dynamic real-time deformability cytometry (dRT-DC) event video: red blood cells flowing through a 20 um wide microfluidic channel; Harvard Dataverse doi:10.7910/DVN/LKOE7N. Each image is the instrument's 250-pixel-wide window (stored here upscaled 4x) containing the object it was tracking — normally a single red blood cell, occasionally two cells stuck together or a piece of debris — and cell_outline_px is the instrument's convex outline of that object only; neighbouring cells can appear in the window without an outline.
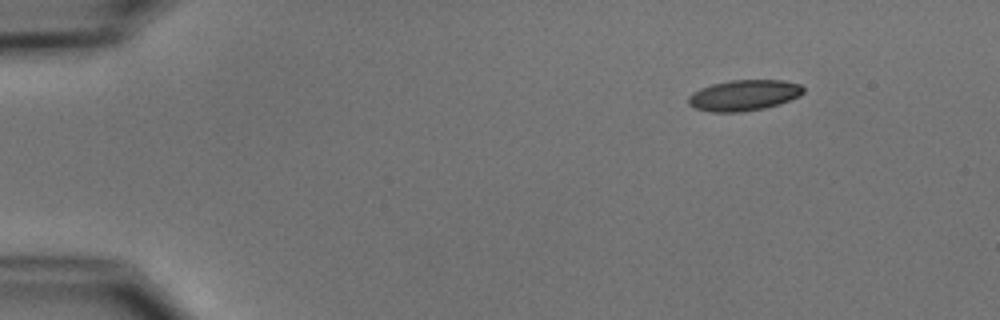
{"species": "common noctule bat (a hibernating species)", "species_latin": "Nyctalus noctula", "temperature_condition": "cold", "stored_images_in_passage": 48, "camera_frame_rate_fps": 3000, "um_per_image_px": 0.085, "animal": {"sex": "male", "body_mass_g": 15.6}, "frame": {"image": 1, "passage_image": 1, "time_ms": 0.0, "image_size_px": [1000, 320], "cell_outline_px": [[804, 92], [800, 96], [780, 104], [764, 108], [740, 112], [712, 112], [696, 108], [688, 104], [688, 96], [692, 92], [700, 88], [712, 84], [732, 80], [780, 80], [800, 84], [804, 88]], "centroid_in_image_um": [63.23, 8.1], "position_along_channel_um": 21.8, "area_um2": 20.69}}
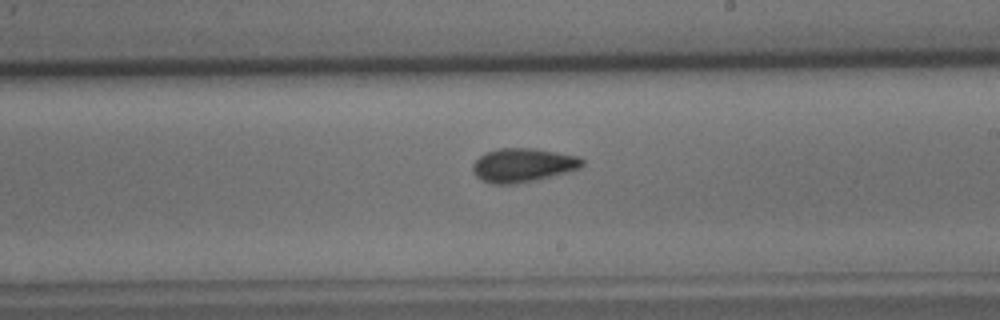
{"frame": {"image": 2, "passage_image": 26, "time_ms": 8.333, "image_size_px": [1000, 320], "cell_outline_px": [[584, 164], [580, 168], [536, 180], [516, 184], [492, 184], [476, 176], [472, 172], [472, 164], [484, 152], [500, 148], [532, 148], [580, 156], [584, 160]], "centroid_in_image_um": [44.44, 14.03], "position_along_channel_um": 244.6, "area_um2": 21.62}}
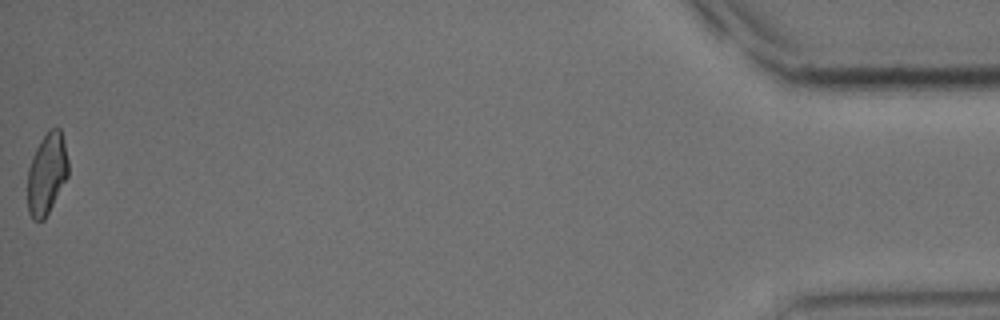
{"frame": {"image": 3, "passage_image": 48, "time_ms": 15.667, "image_size_px": [1000, 320], "cell_outline_px": [[68, 176], [44, 220], [32, 220], [28, 212], [28, 168], [32, 156], [40, 140], [48, 128], [60, 128], [64, 140], [68, 160]], "centroid_in_image_um": [3.98, 14.74], "position_along_channel_um": 431.2, "area_um2": 19.36}, "authors_computed_cell_mechanics": {"area_um2": 20.6346, "velocity_mm_per_s": 3.7599, "shape_relaxation_time_tau1_ms": 6.99, "shape_relaxation_time_tau2_ms": 1.7988, "deformation_change_tau1": 0.1449, "deformation_change_tau2": 0.0799}}